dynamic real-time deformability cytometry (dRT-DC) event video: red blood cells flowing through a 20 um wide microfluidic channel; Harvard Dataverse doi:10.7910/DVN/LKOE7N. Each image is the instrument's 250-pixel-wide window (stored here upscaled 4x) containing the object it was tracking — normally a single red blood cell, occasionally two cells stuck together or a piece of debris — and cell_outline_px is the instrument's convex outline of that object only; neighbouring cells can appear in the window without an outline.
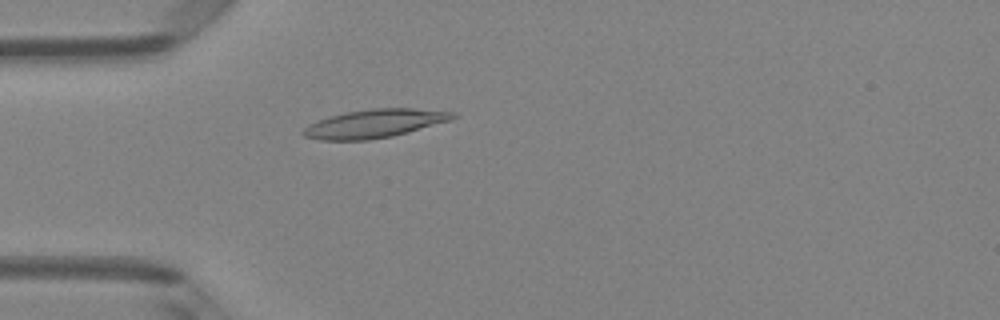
{"species": "Egyptian fruit bat (a non-hibernating species)", "species_latin": "Rousettus aegyptiacus", "temperature_condition": "room temperature", "stored_images_in_passage": 4, "camera_frame_rate_fps": 3000, "um_per_image_px": 0.085, "animal": {"sex": "female"}, "frame": {"image": 1, "passage_image": 4, "time_ms": 1.0, "image_size_px": [1000, 320], "cell_outline_px": [[460, 116], [452, 120], [408, 132], [392, 136], [368, 140], [320, 140], [304, 136], [300, 132], [308, 124], [328, 116], [344, 112], [372, 108], [412, 108], [452, 112]], "centroid_in_image_um": [31.82, 10.5], "position_along_channel_um": 53.2, "area_um2": 24.91}}